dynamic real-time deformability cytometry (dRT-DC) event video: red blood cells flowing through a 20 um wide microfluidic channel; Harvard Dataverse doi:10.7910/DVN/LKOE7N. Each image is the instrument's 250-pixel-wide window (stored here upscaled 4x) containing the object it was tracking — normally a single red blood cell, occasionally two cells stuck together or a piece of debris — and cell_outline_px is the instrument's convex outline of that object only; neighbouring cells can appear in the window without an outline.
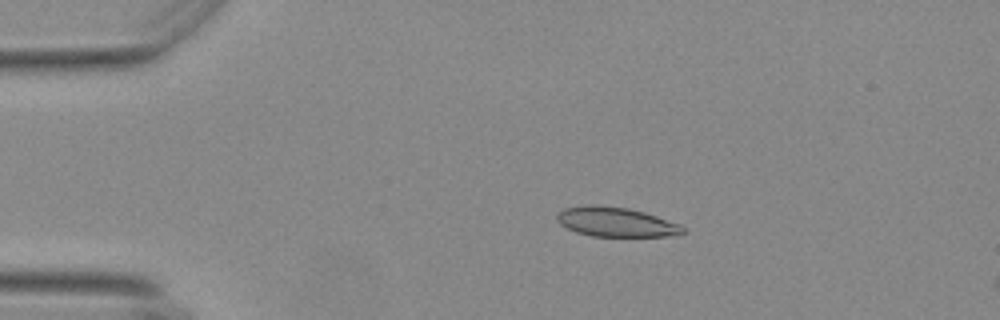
{"species": "Egyptian fruit bat (a non-hibernating species)", "species_latin": "Rousettus aegyptiacus", "temperature_condition": "warm", "stored_images_in_passage": 18, "camera_frame_rate_fps": 3000, "um_per_image_px": 0.085, "animal": {"sex": "female"}, "frame": {"image": 1, "passage_image": 11, "time_ms": 3.333, "image_size_px": [1000, 320], "cell_outline_px": [[684, 232], [664, 236], [592, 236], [576, 232], [560, 224], [556, 220], [556, 216], [564, 208], [592, 204], [596, 204], [628, 208], [644, 212], [680, 224], [684, 228]], "centroid_in_image_um": [52.31, 18.86], "position_along_channel_um": 32.7, "area_um2": 21.44}}